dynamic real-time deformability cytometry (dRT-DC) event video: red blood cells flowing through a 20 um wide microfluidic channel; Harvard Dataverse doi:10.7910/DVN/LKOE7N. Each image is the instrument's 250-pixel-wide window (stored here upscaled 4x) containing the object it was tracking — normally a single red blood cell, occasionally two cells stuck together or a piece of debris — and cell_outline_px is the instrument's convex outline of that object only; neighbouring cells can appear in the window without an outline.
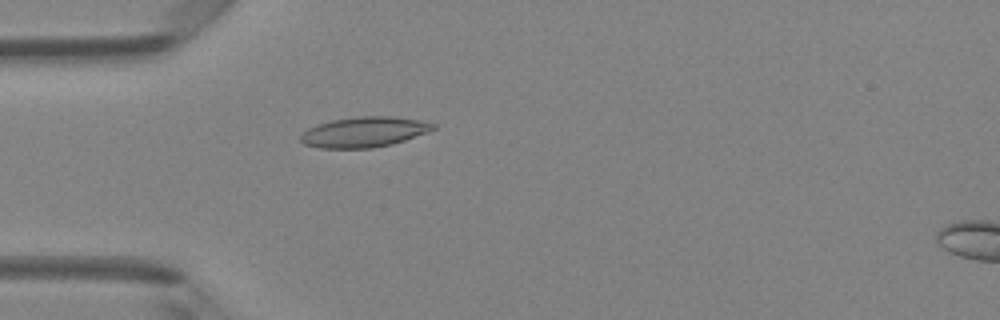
{"species": "Egyptian fruit bat (a non-hibernating species)", "species_latin": "Rousettus aegyptiacus", "temperature_condition": "room temperature", "stored_images_in_passage": 5, "camera_frame_rate_fps": 3000, "um_per_image_px": 0.085, "animal": {"sex": "female"}, "frame": {"image": 1, "passage_image": 4, "time_ms": 1.0, "image_size_px": [1000, 320], "cell_outline_px": [[436, 128], [428, 132], [392, 144], [372, 148], [320, 148], [304, 144], [300, 140], [300, 136], [308, 128], [332, 120], [360, 116], [392, 116], [420, 120], [436, 124]], "centroid_in_image_um": [30.97, 11.22], "position_along_channel_um": 54.0, "area_um2": 23.29}}